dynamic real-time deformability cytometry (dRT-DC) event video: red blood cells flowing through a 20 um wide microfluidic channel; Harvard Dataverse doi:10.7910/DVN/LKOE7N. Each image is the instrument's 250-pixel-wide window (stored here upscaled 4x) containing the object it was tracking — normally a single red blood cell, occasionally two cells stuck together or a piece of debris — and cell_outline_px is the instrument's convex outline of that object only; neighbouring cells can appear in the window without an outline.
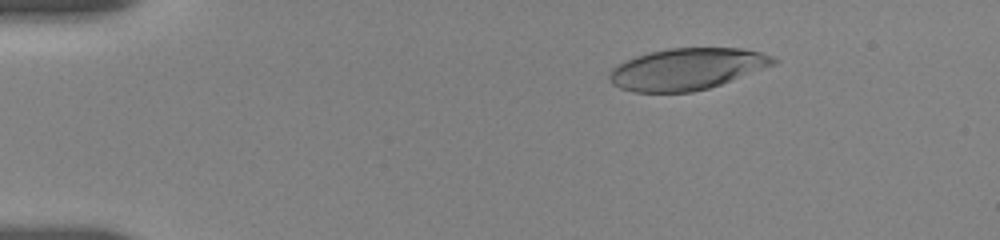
{"species": "human", "species_latin": "Homo sapiens", "temperature_condition": "room temperature", "stored_images_in_passage": 12, "camera_frame_rate_fps": 3000, "um_per_image_px": 0.085, "donor": {"sex": "female"}, "frame": {"image": 1, "passage_image": 5, "time_ms": 2.333, "image_size_px": [1000, 240], "cell_outline_px": [[780, 60], [776, 64], [720, 84], [708, 88], [692, 92], [632, 92], [620, 88], [612, 84], [608, 80], [608, 72], [612, 68], [624, 60], [636, 56], [668, 48], [740, 48], [760, 52], [772, 56]], "centroid_in_image_um": [58.36, 5.87], "position_along_channel_um": 26.6, "area_um2": 39.77}}
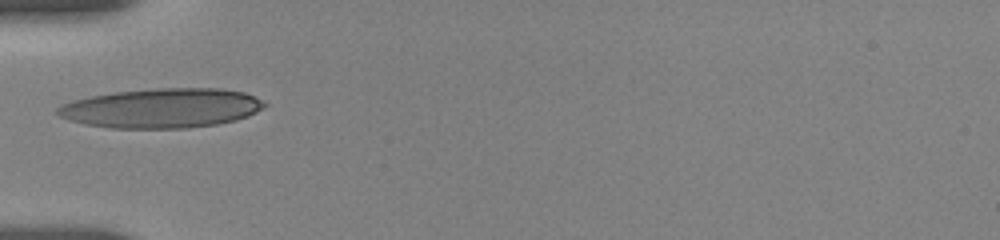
{"frame": {"image": 2, "passage_image": 10, "time_ms": 5.667, "image_size_px": [1000, 240], "cell_outline_px": [[268, 104], [264, 108], [248, 116], [236, 120], [216, 124], [188, 128], [112, 128], [84, 124], [68, 120], [60, 116], [56, 112], [56, 108], [60, 104], [72, 100], [112, 92], [156, 88], [220, 88], [244, 92]], "centroid_in_image_um": [13.72, 9.19], "position_along_channel_um": 71.3, "area_um2": 47.8}}